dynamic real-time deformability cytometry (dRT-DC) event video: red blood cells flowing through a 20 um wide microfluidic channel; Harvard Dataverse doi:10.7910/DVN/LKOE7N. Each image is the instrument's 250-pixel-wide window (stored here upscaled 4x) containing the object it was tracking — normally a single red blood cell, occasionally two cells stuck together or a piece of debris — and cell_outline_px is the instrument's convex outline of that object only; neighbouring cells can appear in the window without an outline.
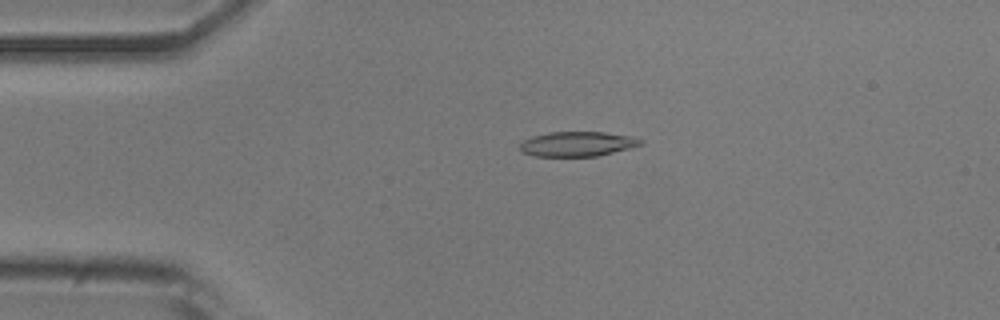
{"species": "common noctule bat (a hibernating species)", "species_latin": "Nyctalus noctula", "temperature_condition": "room temperature", "stored_images_in_passage": 38, "camera_frame_rate_fps": 3000, "um_per_image_px": 0.085, "animal": {"sex": "male", "body_mass_g": 20.5, "forearm_length_mm": 52.5}, "frame": {"image": 1, "passage_image": 4, "time_ms": 1.0, "image_size_px": [1000, 320], "cell_outline_px": [[644, 144], [596, 156], [536, 156], [524, 152], [520, 148], [520, 144], [524, 140], [532, 136], [548, 132], [604, 132], [632, 136], [644, 140]], "centroid_in_image_um": [49.1, 12.22], "position_along_channel_um": 35.9, "area_um2": 17.28}}
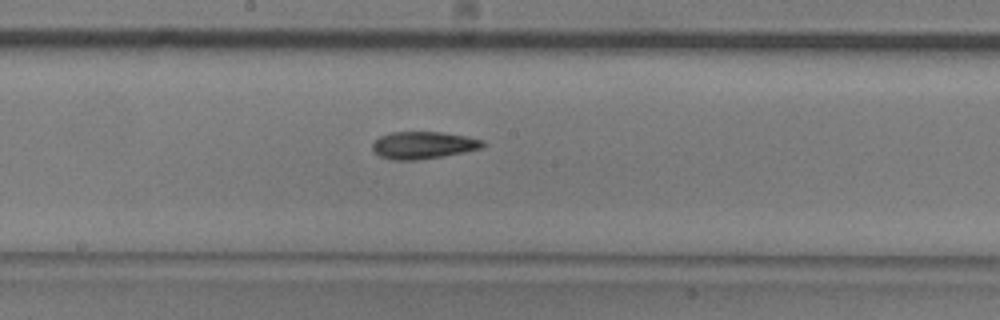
{"frame": {"image": 2, "passage_image": 20, "time_ms": 6.333, "image_size_px": [1000, 320], "cell_outline_px": [[488, 144], [484, 148], [464, 152], [416, 160], [392, 160], [380, 156], [372, 148], [372, 144], [380, 136], [392, 132], [440, 132], [464, 136], [484, 140]], "centroid_in_image_um": [36.01, 12.34], "position_along_channel_um": 212.2, "area_um2": 17.46}}
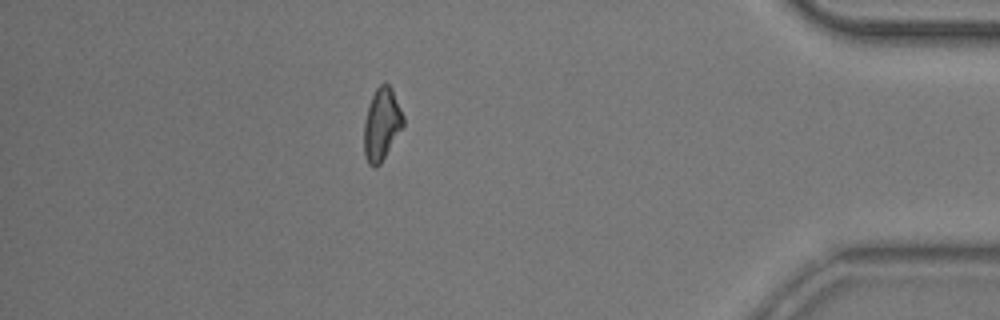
{"frame": {"image": 3, "passage_image": 38, "time_ms": 12.333, "image_size_px": [1000, 320], "cell_outline_px": [[404, 124], [380, 164], [376, 168], [372, 168], [368, 164], [364, 156], [364, 124], [368, 108], [372, 96], [376, 88], [384, 80], [392, 88], [404, 116]], "centroid_in_image_um": [32.44, 10.56], "position_along_channel_um": 402.8, "area_um2": 16.53}, "authors_computed_cell_mechanics": {"area_um2": 17.4267, "velocity_mm_per_s": 3.9062, "shape_relaxation_time_tau1_ms": 7.5785, "shape_relaxation_time_tau2_ms": 4.6792, "deformation_change_tau1": 0.187, "deformation_change_tau2": 0.1511}}